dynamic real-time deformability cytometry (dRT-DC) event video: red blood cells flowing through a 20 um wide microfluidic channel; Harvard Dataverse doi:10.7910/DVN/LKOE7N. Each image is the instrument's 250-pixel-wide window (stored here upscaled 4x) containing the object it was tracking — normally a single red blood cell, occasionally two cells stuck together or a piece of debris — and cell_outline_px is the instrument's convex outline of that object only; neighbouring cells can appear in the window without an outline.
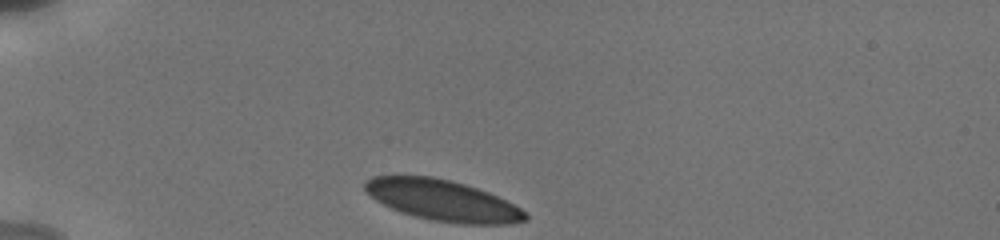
{"species": "human", "species_latin": "Homo sapiens", "temperature_condition": "cold", "stored_images_in_passage": 9, "camera_frame_rate_fps": 3000, "um_per_image_px": 0.085, "donor": {"sex": "male"}, "frame": {"image": 1, "passage_image": 1, "time_ms": 0.0, "image_size_px": [1000, 240], "cell_outline_px": [[528, 220], [512, 224], [460, 224], [432, 220], [400, 212], [376, 200], [364, 188], [364, 180], [372, 176], [432, 176], [452, 180], [488, 192], [528, 212]], "centroid_in_image_um": [37.64, 17.03], "position_along_channel_um": 47.4, "area_um2": 38.15}}
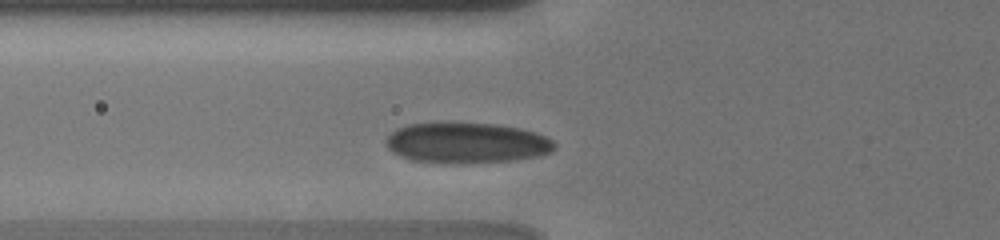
{"frame": {"image": 2, "passage_image": 7, "time_ms": 2.0, "image_size_px": [1000, 240], "cell_outline_px": [[556, 148], [552, 152], [536, 156], [516, 160], [468, 164], [444, 164], [412, 160], [400, 156], [392, 152], [388, 148], [384, 140], [396, 128], [408, 124], [496, 124], [520, 128], [536, 132], [552, 140], [556, 144]], "centroid_in_image_um": [39.67, 12.18], "position_along_channel_um": 86.1, "area_um2": 40.06}}